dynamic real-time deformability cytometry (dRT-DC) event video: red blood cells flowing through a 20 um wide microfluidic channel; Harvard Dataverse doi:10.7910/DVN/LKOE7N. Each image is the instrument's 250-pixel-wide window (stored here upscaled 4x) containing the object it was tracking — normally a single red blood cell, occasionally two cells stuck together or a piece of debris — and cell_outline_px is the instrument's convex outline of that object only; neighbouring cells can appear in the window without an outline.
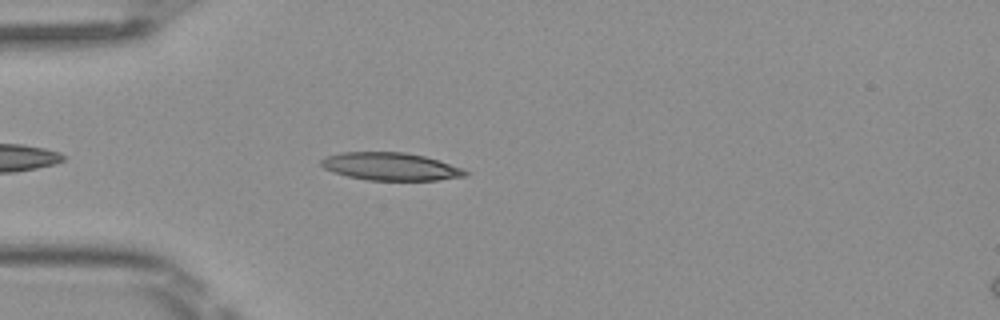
{"species": "Egyptian fruit bat (a non-hibernating species)", "species_latin": "Rousettus aegyptiacus", "temperature_condition": "room temperature", "stored_images_in_passage": 38, "camera_frame_rate_fps": 3000, "um_per_image_px": 0.085, "frame": {"image": 1, "passage_image": 5, "time_ms": 1.333, "image_size_px": [1000, 320], "cell_outline_px": [[468, 176], [436, 180], [368, 180], [348, 176], [332, 172], [324, 168], [320, 164], [320, 160], [328, 156], [340, 152], [404, 152], [424, 156], [464, 168], [468, 172]], "centroid_in_image_um": [33.21, 14.15], "position_along_channel_um": 51.8, "area_um2": 23.29}}
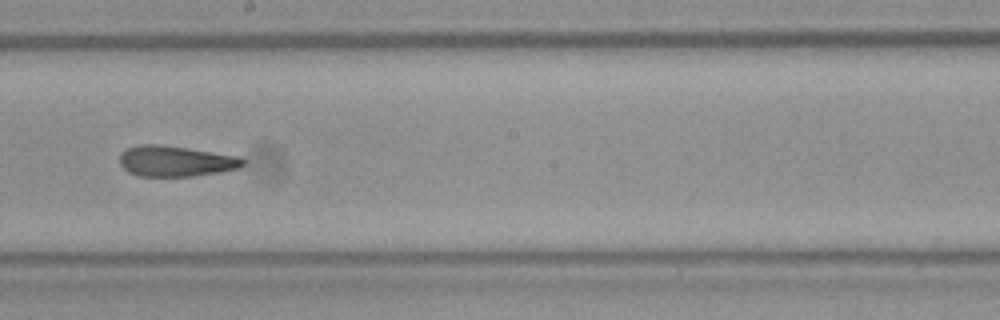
{"frame": {"image": 2, "passage_image": 19, "time_ms": 6.0, "image_size_px": [1000, 320], "cell_outline_px": [[248, 164], [240, 168], [220, 172], [192, 176], [140, 176], [128, 172], [120, 164], [120, 152], [136, 144], [160, 144], [240, 156], [248, 160]], "centroid_in_image_um": [14.98, 13.69], "position_along_channel_um": 233.2, "area_um2": 22.37}}
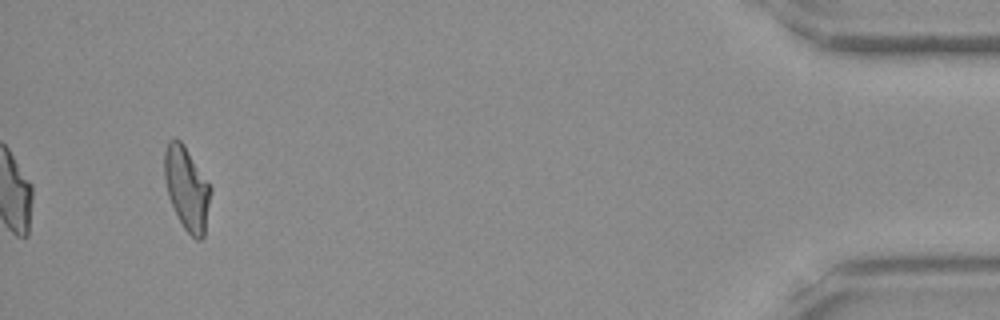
{"frame": {"image": 3, "passage_image": 38, "time_ms": 12.333, "image_size_px": [1000, 320], "cell_outline_px": [[212, 192], [204, 236], [200, 240], [196, 240], [184, 228], [168, 196], [164, 180], [164, 152], [168, 140], [180, 140], [184, 144], [212, 188]], "centroid_in_image_um": [15.89, 16.01], "position_along_channel_um": 419.3, "area_um2": 22.37}, "authors_computed_cell_mechanics": {"area_um2": 22.7443, "velocity_mm_per_s": 4.1082, "shape_relaxation_time_tau1_ms": null, "shape_relaxation_time_tau2_ms": 2.2441, "deformation_change_tau1": null, "deformation_change_tau2": 0.1053}}